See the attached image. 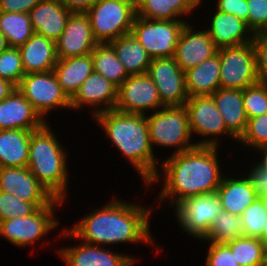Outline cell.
Listing matches in <instances>:
<instances>
[{"label": "cell", "instance_id": "6da1fadb", "mask_svg": "<svg viewBox=\"0 0 267 266\" xmlns=\"http://www.w3.org/2000/svg\"><path fill=\"white\" fill-rule=\"evenodd\" d=\"M220 148L196 146L162 158L157 174L146 186L148 191L155 184L162 185L156 200L153 199L156 206H152L159 207L161 203L167 202L165 205L173 209L188 197L216 192L225 175L218 159Z\"/></svg>", "mask_w": 267, "mask_h": 266}, {"label": "cell", "instance_id": "7a4b0ae2", "mask_svg": "<svg viewBox=\"0 0 267 266\" xmlns=\"http://www.w3.org/2000/svg\"><path fill=\"white\" fill-rule=\"evenodd\" d=\"M116 197L92 209L78 222H74L73 226L66 228L79 241L89 245L118 248L121 244L145 243L149 247L155 246L156 241L150 228V218L155 209L151 205L143 206L142 202L135 203Z\"/></svg>", "mask_w": 267, "mask_h": 266}, {"label": "cell", "instance_id": "3957f363", "mask_svg": "<svg viewBox=\"0 0 267 266\" xmlns=\"http://www.w3.org/2000/svg\"><path fill=\"white\" fill-rule=\"evenodd\" d=\"M90 119L103 130L105 137L120 152L119 156L135 169L146 187L157 174L161 162L150 143L146 115L113 109Z\"/></svg>", "mask_w": 267, "mask_h": 266}, {"label": "cell", "instance_id": "277c9868", "mask_svg": "<svg viewBox=\"0 0 267 266\" xmlns=\"http://www.w3.org/2000/svg\"><path fill=\"white\" fill-rule=\"evenodd\" d=\"M51 127L47 122L42 128L31 132L27 168L54 198L66 203V198L71 196L68 190L69 149H65Z\"/></svg>", "mask_w": 267, "mask_h": 266}, {"label": "cell", "instance_id": "5b68a950", "mask_svg": "<svg viewBox=\"0 0 267 266\" xmlns=\"http://www.w3.org/2000/svg\"><path fill=\"white\" fill-rule=\"evenodd\" d=\"M146 120L153 150L157 147L171 148L174 151L170 155H173L197 146L190 130L188 113L184 105L165 106L147 114Z\"/></svg>", "mask_w": 267, "mask_h": 266}, {"label": "cell", "instance_id": "8992f818", "mask_svg": "<svg viewBox=\"0 0 267 266\" xmlns=\"http://www.w3.org/2000/svg\"><path fill=\"white\" fill-rule=\"evenodd\" d=\"M64 203L61 199L55 198L49 205L38 208L32 215L0 221V237L15 248L26 249L38 242L37 245L42 244L40 241L43 242L45 236L48 237L49 233L56 231L60 226V219L55 212L56 208L61 209Z\"/></svg>", "mask_w": 267, "mask_h": 266}, {"label": "cell", "instance_id": "52a82bcc", "mask_svg": "<svg viewBox=\"0 0 267 266\" xmlns=\"http://www.w3.org/2000/svg\"><path fill=\"white\" fill-rule=\"evenodd\" d=\"M85 14L96 41L109 43L131 33L137 15L136 0H99Z\"/></svg>", "mask_w": 267, "mask_h": 266}, {"label": "cell", "instance_id": "ba28073f", "mask_svg": "<svg viewBox=\"0 0 267 266\" xmlns=\"http://www.w3.org/2000/svg\"><path fill=\"white\" fill-rule=\"evenodd\" d=\"M184 106L188 113L192 136L196 135V138L197 136L201 138L196 139L197 146L220 147L223 136H226L225 138L228 136V139L231 138L237 143V139L227 130L224 119L211 95L191 97Z\"/></svg>", "mask_w": 267, "mask_h": 266}, {"label": "cell", "instance_id": "9c48e42d", "mask_svg": "<svg viewBox=\"0 0 267 266\" xmlns=\"http://www.w3.org/2000/svg\"><path fill=\"white\" fill-rule=\"evenodd\" d=\"M17 88L46 122L50 120L48 114L56 110H71L70 99L53 70L25 74Z\"/></svg>", "mask_w": 267, "mask_h": 266}, {"label": "cell", "instance_id": "30bf717a", "mask_svg": "<svg viewBox=\"0 0 267 266\" xmlns=\"http://www.w3.org/2000/svg\"><path fill=\"white\" fill-rule=\"evenodd\" d=\"M184 20H148L135 17L131 33L152 59L174 57Z\"/></svg>", "mask_w": 267, "mask_h": 266}, {"label": "cell", "instance_id": "8fae6325", "mask_svg": "<svg viewBox=\"0 0 267 266\" xmlns=\"http://www.w3.org/2000/svg\"><path fill=\"white\" fill-rule=\"evenodd\" d=\"M220 88L243 90L260 81L253 43L219 48Z\"/></svg>", "mask_w": 267, "mask_h": 266}, {"label": "cell", "instance_id": "7c38bea8", "mask_svg": "<svg viewBox=\"0 0 267 266\" xmlns=\"http://www.w3.org/2000/svg\"><path fill=\"white\" fill-rule=\"evenodd\" d=\"M175 219L191 238L201 240L223 208L216 192L188 197L173 207Z\"/></svg>", "mask_w": 267, "mask_h": 266}, {"label": "cell", "instance_id": "4fadbf2b", "mask_svg": "<svg viewBox=\"0 0 267 266\" xmlns=\"http://www.w3.org/2000/svg\"><path fill=\"white\" fill-rule=\"evenodd\" d=\"M63 231V232H62ZM62 241L73 239L78 244L60 246L56 253L66 266H135L138 259L133 254L114 251L112 247H103L81 243L67 228L59 233ZM80 242V244H79ZM112 249V250H111Z\"/></svg>", "mask_w": 267, "mask_h": 266}, {"label": "cell", "instance_id": "5bb4252c", "mask_svg": "<svg viewBox=\"0 0 267 266\" xmlns=\"http://www.w3.org/2000/svg\"><path fill=\"white\" fill-rule=\"evenodd\" d=\"M164 107L157 87L147 73L129 75L118 87L115 110L147 115Z\"/></svg>", "mask_w": 267, "mask_h": 266}, {"label": "cell", "instance_id": "9a60e30c", "mask_svg": "<svg viewBox=\"0 0 267 266\" xmlns=\"http://www.w3.org/2000/svg\"><path fill=\"white\" fill-rule=\"evenodd\" d=\"M147 74L157 87L165 106H183L189 99L186 90L185 72L174 57L152 59Z\"/></svg>", "mask_w": 267, "mask_h": 266}, {"label": "cell", "instance_id": "2e32d148", "mask_svg": "<svg viewBox=\"0 0 267 266\" xmlns=\"http://www.w3.org/2000/svg\"><path fill=\"white\" fill-rule=\"evenodd\" d=\"M117 98L118 87L93 71L70 99L71 110L78 113L88 107L93 118L99 113L115 109Z\"/></svg>", "mask_w": 267, "mask_h": 266}, {"label": "cell", "instance_id": "e0dca14e", "mask_svg": "<svg viewBox=\"0 0 267 266\" xmlns=\"http://www.w3.org/2000/svg\"><path fill=\"white\" fill-rule=\"evenodd\" d=\"M195 25L193 22L185 25L176 45L174 59L184 72L210 59L218 51L209 33L202 28L204 25L201 30Z\"/></svg>", "mask_w": 267, "mask_h": 266}, {"label": "cell", "instance_id": "ac0fdd59", "mask_svg": "<svg viewBox=\"0 0 267 266\" xmlns=\"http://www.w3.org/2000/svg\"><path fill=\"white\" fill-rule=\"evenodd\" d=\"M97 44L89 17L85 13H72L64 32L56 41L57 58L91 54Z\"/></svg>", "mask_w": 267, "mask_h": 266}, {"label": "cell", "instance_id": "d6986e66", "mask_svg": "<svg viewBox=\"0 0 267 266\" xmlns=\"http://www.w3.org/2000/svg\"><path fill=\"white\" fill-rule=\"evenodd\" d=\"M0 190L31 203H51L55 199L27 167L0 168Z\"/></svg>", "mask_w": 267, "mask_h": 266}, {"label": "cell", "instance_id": "ffe728a7", "mask_svg": "<svg viewBox=\"0 0 267 266\" xmlns=\"http://www.w3.org/2000/svg\"><path fill=\"white\" fill-rule=\"evenodd\" d=\"M46 123L17 87L0 101V130L35 131Z\"/></svg>", "mask_w": 267, "mask_h": 266}, {"label": "cell", "instance_id": "44dd1931", "mask_svg": "<svg viewBox=\"0 0 267 266\" xmlns=\"http://www.w3.org/2000/svg\"><path fill=\"white\" fill-rule=\"evenodd\" d=\"M209 16L211 17L207 25L205 24V30L218 49L244 45L253 41L254 34L244 20L216 9L213 13L211 11Z\"/></svg>", "mask_w": 267, "mask_h": 266}, {"label": "cell", "instance_id": "7402d4cb", "mask_svg": "<svg viewBox=\"0 0 267 266\" xmlns=\"http://www.w3.org/2000/svg\"><path fill=\"white\" fill-rule=\"evenodd\" d=\"M237 170L239 169L235 170L236 175L233 172L232 175L225 173L216 193L219 195L223 211L241 216L257 196L245 172L238 173Z\"/></svg>", "mask_w": 267, "mask_h": 266}, {"label": "cell", "instance_id": "603a6c76", "mask_svg": "<svg viewBox=\"0 0 267 266\" xmlns=\"http://www.w3.org/2000/svg\"><path fill=\"white\" fill-rule=\"evenodd\" d=\"M72 14L60 0H42L29 13L34 33L56 42Z\"/></svg>", "mask_w": 267, "mask_h": 266}, {"label": "cell", "instance_id": "cb8c5ba5", "mask_svg": "<svg viewBox=\"0 0 267 266\" xmlns=\"http://www.w3.org/2000/svg\"><path fill=\"white\" fill-rule=\"evenodd\" d=\"M25 74L48 72L57 64L56 42L34 33L18 47Z\"/></svg>", "mask_w": 267, "mask_h": 266}, {"label": "cell", "instance_id": "d4e9b609", "mask_svg": "<svg viewBox=\"0 0 267 266\" xmlns=\"http://www.w3.org/2000/svg\"><path fill=\"white\" fill-rule=\"evenodd\" d=\"M203 0H136L137 16L148 20H184L201 9ZM190 14V15H189ZM184 18V19H183Z\"/></svg>", "mask_w": 267, "mask_h": 266}, {"label": "cell", "instance_id": "484cf974", "mask_svg": "<svg viewBox=\"0 0 267 266\" xmlns=\"http://www.w3.org/2000/svg\"><path fill=\"white\" fill-rule=\"evenodd\" d=\"M211 96L227 130L238 140L244 133L248 121L243 105V90L219 88Z\"/></svg>", "mask_w": 267, "mask_h": 266}, {"label": "cell", "instance_id": "4316f807", "mask_svg": "<svg viewBox=\"0 0 267 266\" xmlns=\"http://www.w3.org/2000/svg\"><path fill=\"white\" fill-rule=\"evenodd\" d=\"M53 72L63 92L71 99L93 72L92 55L58 59Z\"/></svg>", "mask_w": 267, "mask_h": 266}, {"label": "cell", "instance_id": "83f0119b", "mask_svg": "<svg viewBox=\"0 0 267 266\" xmlns=\"http://www.w3.org/2000/svg\"><path fill=\"white\" fill-rule=\"evenodd\" d=\"M186 90L189 98L212 95L220 88V60L216 54L196 67L185 71Z\"/></svg>", "mask_w": 267, "mask_h": 266}, {"label": "cell", "instance_id": "f1b7e54d", "mask_svg": "<svg viewBox=\"0 0 267 266\" xmlns=\"http://www.w3.org/2000/svg\"><path fill=\"white\" fill-rule=\"evenodd\" d=\"M30 130H0V168L27 167Z\"/></svg>", "mask_w": 267, "mask_h": 266}, {"label": "cell", "instance_id": "f546056e", "mask_svg": "<svg viewBox=\"0 0 267 266\" xmlns=\"http://www.w3.org/2000/svg\"><path fill=\"white\" fill-rule=\"evenodd\" d=\"M128 75L147 73L152 58L132 33L109 42Z\"/></svg>", "mask_w": 267, "mask_h": 266}, {"label": "cell", "instance_id": "4dcf8cb0", "mask_svg": "<svg viewBox=\"0 0 267 266\" xmlns=\"http://www.w3.org/2000/svg\"><path fill=\"white\" fill-rule=\"evenodd\" d=\"M91 55L93 71L101 74L117 87L128 78L129 75L109 43H98Z\"/></svg>", "mask_w": 267, "mask_h": 266}, {"label": "cell", "instance_id": "1f68e13d", "mask_svg": "<svg viewBox=\"0 0 267 266\" xmlns=\"http://www.w3.org/2000/svg\"><path fill=\"white\" fill-rule=\"evenodd\" d=\"M225 244L240 266H267V250L260 238L241 236Z\"/></svg>", "mask_w": 267, "mask_h": 266}, {"label": "cell", "instance_id": "d6a6232c", "mask_svg": "<svg viewBox=\"0 0 267 266\" xmlns=\"http://www.w3.org/2000/svg\"><path fill=\"white\" fill-rule=\"evenodd\" d=\"M0 32L6 37L9 47H20L34 34L30 15L0 11Z\"/></svg>", "mask_w": 267, "mask_h": 266}, {"label": "cell", "instance_id": "836d02e7", "mask_svg": "<svg viewBox=\"0 0 267 266\" xmlns=\"http://www.w3.org/2000/svg\"><path fill=\"white\" fill-rule=\"evenodd\" d=\"M241 236H244L241 216L222 211L199 242L227 243Z\"/></svg>", "mask_w": 267, "mask_h": 266}, {"label": "cell", "instance_id": "e575fe53", "mask_svg": "<svg viewBox=\"0 0 267 266\" xmlns=\"http://www.w3.org/2000/svg\"><path fill=\"white\" fill-rule=\"evenodd\" d=\"M250 152L267 146V113L249 118L244 133L237 140V144Z\"/></svg>", "mask_w": 267, "mask_h": 266}, {"label": "cell", "instance_id": "d590c367", "mask_svg": "<svg viewBox=\"0 0 267 266\" xmlns=\"http://www.w3.org/2000/svg\"><path fill=\"white\" fill-rule=\"evenodd\" d=\"M50 203H31L22 201L10 193L0 190V221L32 215L38 208Z\"/></svg>", "mask_w": 267, "mask_h": 266}, {"label": "cell", "instance_id": "8d00e7d4", "mask_svg": "<svg viewBox=\"0 0 267 266\" xmlns=\"http://www.w3.org/2000/svg\"><path fill=\"white\" fill-rule=\"evenodd\" d=\"M266 218L267 210L265 209L260 198L257 197L241 215L244 236L261 238Z\"/></svg>", "mask_w": 267, "mask_h": 266}, {"label": "cell", "instance_id": "74e56055", "mask_svg": "<svg viewBox=\"0 0 267 266\" xmlns=\"http://www.w3.org/2000/svg\"><path fill=\"white\" fill-rule=\"evenodd\" d=\"M243 105L248 119L267 113V83L259 81L243 89Z\"/></svg>", "mask_w": 267, "mask_h": 266}, {"label": "cell", "instance_id": "f35d334b", "mask_svg": "<svg viewBox=\"0 0 267 266\" xmlns=\"http://www.w3.org/2000/svg\"><path fill=\"white\" fill-rule=\"evenodd\" d=\"M25 75L20 51L9 47L0 53V78L8 80L16 87Z\"/></svg>", "mask_w": 267, "mask_h": 266}, {"label": "cell", "instance_id": "ab89813d", "mask_svg": "<svg viewBox=\"0 0 267 266\" xmlns=\"http://www.w3.org/2000/svg\"><path fill=\"white\" fill-rule=\"evenodd\" d=\"M207 246L205 266H240L225 243H209Z\"/></svg>", "mask_w": 267, "mask_h": 266}, {"label": "cell", "instance_id": "60d3db41", "mask_svg": "<svg viewBox=\"0 0 267 266\" xmlns=\"http://www.w3.org/2000/svg\"><path fill=\"white\" fill-rule=\"evenodd\" d=\"M248 27L253 34L264 33L267 29V0H247Z\"/></svg>", "mask_w": 267, "mask_h": 266}, {"label": "cell", "instance_id": "b9f144b4", "mask_svg": "<svg viewBox=\"0 0 267 266\" xmlns=\"http://www.w3.org/2000/svg\"><path fill=\"white\" fill-rule=\"evenodd\" d=\"M252 43L256 52L258 77L260 81L267 83V35L254 34Z\"/></svg>", "mask_w": 267, "mask_h": 266}, {"label": "cell", "instance_id": "7bdbcfd3", "mask_svg": "<svg viewBox=\"0 0 267 266\" xmlns=\"http://www.w3.org/2000/svg\"><path fill=\"white\" fill-rule=\"evenodd\" d=\"M215 8L218 11L227 14H233L239 19H242L246 22L248 26V6L247 0H217L214 4Z\"/></svg>", "mask_w": 267, "mask_h": 266}, {"label": "cell", "instance_id": "ee69618b", "mask_svg": "<svg viewBox=\"0 0 267 266\" xmlns=\"http://www.w3.org/2000/svg\"><path fill=\"white\" fill-rule=\"evenodd\" d=\"M250 165L252 167H247L246 170L244 167L242 168L246 172L245 174L249 178L252 188L254 192L256 193L257 197H260L261 195H264L267 193V171H264L260 168H258L254 162H252ZM250 168V169H249ZM249 172V173H248Z\"/></svg>", "mask_w": 267, "mask_h": 266}, {"label": "cell", "instance_id": "f6af8a7d", "mask_svg": "<svg viewBox=\"0 0 267 266\" xmlns=\"http://www.w3.org/2000/svg\"><path fill=\"white\" fill-rule=\"evenodd\" d=\"M42 0H0V11L7 13H30Z\"/></svg>", "mask_w": 267, "mask_h": 266}, {"label": "cell", "instance_id": "bcb514c9", "mask_svg": "<svg viewBox=\"0 0 267 266\" xmlns=\"http://www.w3.org/2000/svg\"><path fill=\"white\" fill-rule=\"evenodd\" d=\"M99 0H60L72 13H86Z\"/></svg>", "mask_w": 267, "mask_h": 266}, {"label": "cell", "instance_id": "7dc6e473", "mask_svg": "<svg viewBox=\"0 0 267 266\" xmlns=\"http://www.w3.org/2000/svg\"><path fill=\"white\" fill-rule=\"evenodd\" d=\"M256 151V154H258L260 157H259V160H255L254 164L264 170V171H267V146L265 147H261V148H258L256 150H254V152Z\"/></svg>", "mask_w": 267, "mask_h": 266}, {"label": "cell", "instance_id": "c3c4849f", "mask_svg": "<svg viewBox=\"0 0 267 266\" xmlns=\"http://www.w3.org/2000/svg\"><path fill=\"white\" fill-rule=\"evenodd\" d=\"M15 88L16 86L14 84L0 78V101L5 99Z\"/></svg>", "mask_w": 267, "mask_h": 266}, {"label": "cell", "instance_id": "681fc988", "mask_svg": "<svg viewBox=\"0 0 267 266\" xmlns=\"http://www.w3.org/2000/svg\"><path fill=\"white\" fill-rule=\"evenodd\" d=\"M9 48L6 37L0 32V53Z\"/></svg>", "mask_w": 267, "mask_h": 266}, {"label": "cell", "instance_id": "f907efd6", "mask_svg": "<svg viewBox=\"0 0 267 266\" xmlns=\"http://www.w3.org/2000/svg\"><path fill=\"white\" fill-rule=\"evenodd\" d=\"M260 240L263 242V244L267 250V218H266L265 226L263 229L262 237L260 238Z\"/></svg>", "mask_w": 267, "mask_h": 266}, {"label": "cell", "instance_id": "816d5d0a", "mask_svg": "<svg viewBox=\"0 0 267 266\" xmlns=\"http://www.w3.org/2000/svg\"><path fill=\"white\" fill-rule=\"evenodd\" d=\"M259 198H260V200L262 201V203H263L265 209L267 210V193L264 194V195H261Z\"/></svg>", "mask_w": 267, "mask_h": 266}]
</instances>
